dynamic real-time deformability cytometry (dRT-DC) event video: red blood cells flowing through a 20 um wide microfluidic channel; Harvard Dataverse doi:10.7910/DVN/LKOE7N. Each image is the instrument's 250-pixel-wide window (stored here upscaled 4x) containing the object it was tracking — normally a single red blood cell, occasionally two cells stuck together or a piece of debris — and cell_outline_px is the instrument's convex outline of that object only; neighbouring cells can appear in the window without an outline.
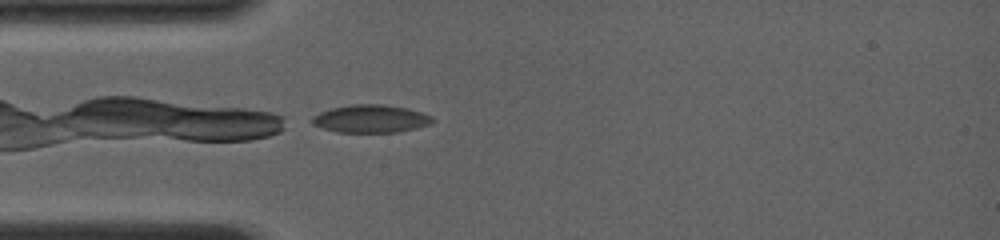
{"species": "common noctule bat (a hibernating species)", "species_latin": "Nyctalus noctula", "temperature_condition": "room temperature", "stored_images_in_passage": 1, "camera_frame_rate_fps": 4000, "um_per_image_px": 0.085, "animal": {"sex": "female", "body_mass_g": 19.0, "forearm_length_mm": 56.7}, "frame": {"image": 1, "passage_image": 1, "time_ms": 0.0, "image_size_px": [1000, 240], "cell_outline_px": [[436, 120], [432, 124], [416, 128], [396, 132], [336, 132], [312, 124], [312, 116], [320, 112], [332, 108], [352, 104], [384, 104], [408, 108], [432, 116]], "centroid_in_image_um": [31.55, 10.09], "position_along_channel_um": 53.5, "area_um2": 19.59}}